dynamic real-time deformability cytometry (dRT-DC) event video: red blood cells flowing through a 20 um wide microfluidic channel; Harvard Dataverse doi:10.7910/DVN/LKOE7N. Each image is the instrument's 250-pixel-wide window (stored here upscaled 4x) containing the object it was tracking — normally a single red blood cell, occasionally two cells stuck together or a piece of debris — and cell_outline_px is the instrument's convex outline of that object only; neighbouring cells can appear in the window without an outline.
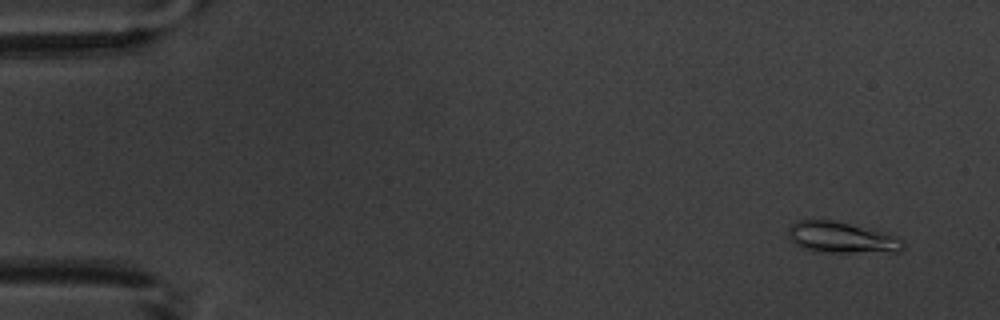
{"species": "common noctule bat (a hibernating species)", "species_latin": "Nyctalus noctula", "temperature_condition": "warm", "stored_images_in_passage": 5, "camera_frame_rate_fps": 3000, "um_per_image_px": 0.085, "animal": {"sex": "male", "body_mass_g": 20.1, "forearm_length_mm": 53.5}, "frame": {"image": 1, "passage_image": 1, "time_ms": 0.0, "image_size_px": [1000, 320], "cell_outline_px": [[904, 248], [900, 252], [812, 252], [796, 244], [788, 236], [788, 224], [796, 220], [832, 220], [872, 228], [896, 236], [904, 240]], "centroid_in_image_um": [71.54, 20.18], "position_along_channel_um": 13.5, "area_um2": 21.21}}